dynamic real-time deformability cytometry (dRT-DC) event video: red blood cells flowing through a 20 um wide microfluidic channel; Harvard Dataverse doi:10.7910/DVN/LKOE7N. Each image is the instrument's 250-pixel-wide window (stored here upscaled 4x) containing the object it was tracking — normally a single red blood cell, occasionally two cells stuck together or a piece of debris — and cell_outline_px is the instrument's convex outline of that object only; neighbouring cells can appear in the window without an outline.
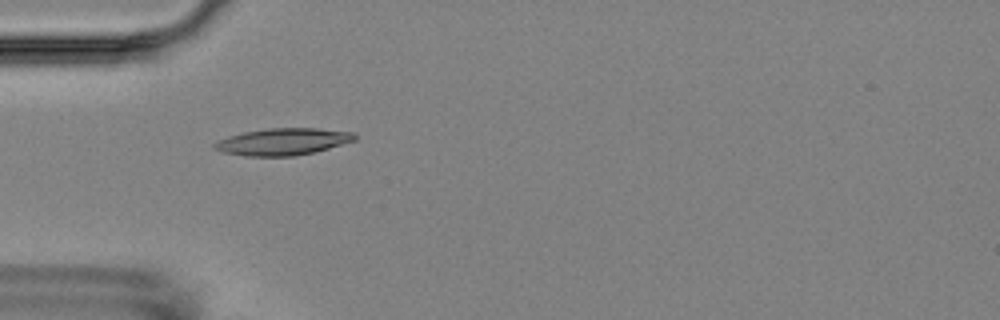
{"species": "Egyptian fruit bat (a non-hibernating species)", "species_latin": "Rousettus aegyptiacus", "temperature_condition": "room temperature", "stored_images_in_passage": 5, "camera_frame_rate_fps": 3000, "um_per_image_px": 0.085, "animal": {"sex": "female"}, "frame": {"image": 1, "passage_image": 5, "time_ms": 5.0, "image_size_px": [1000, 320], "cell_outline_px": [[356, 140], [328, 148], [312, 152], [292, 156], [244, 156], [224, 152], [212, 148], [212, 144], [228, 136], [244, 132], [268, 128], [316, 128], [356, 132]], "centroid_in_image_um": [24.04, 12.03], "position_along_channel_um": 61.0, "area_um2": 21.91}}